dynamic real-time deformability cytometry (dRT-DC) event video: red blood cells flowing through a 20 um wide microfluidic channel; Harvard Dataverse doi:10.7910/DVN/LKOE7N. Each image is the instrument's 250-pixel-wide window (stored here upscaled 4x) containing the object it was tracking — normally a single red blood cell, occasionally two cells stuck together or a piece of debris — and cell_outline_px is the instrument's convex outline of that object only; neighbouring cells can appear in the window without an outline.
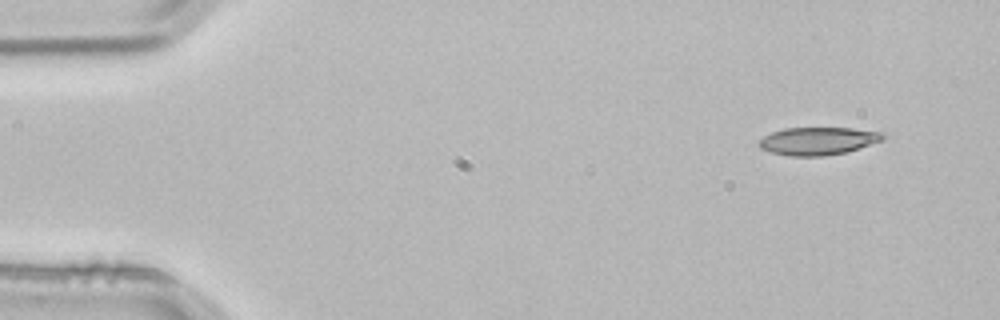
{"species": "common noctule bat (a hibernating species)", "species_latin": "Nyctalus noctula", "temperature_condition": "room temperature", "stored_images_in_passage": 3, "camera_frame_rate_fps": 3000, "um_per_image_px": 0.085, "animal": {"sex": "male", "body_mass_g": 21.5, "forearm_length_mm": 52.0}, "frame": {"image": 1, "passage_image": 1, "time_ms": 0.0, "image_size_px": [1000, 320], "cell_outline_px": [[884, 140], [848, 152], [824, 156], [788, 156], [772, 152], [760, 148], [756, 144], [764, 136], [772, 132], [784, 128], [852, 128], [884, 132]], "centroid_in_image_um": [69.55, 11.99], "position_along_channel_um": 15.5, "area_um2": 20.23}}
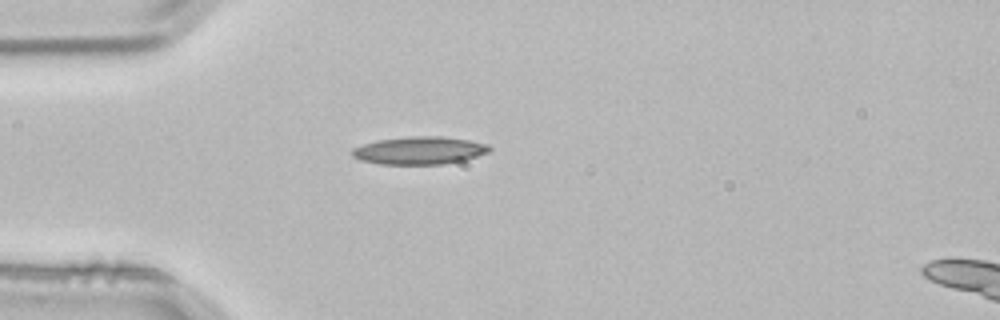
{"frame": {"image": 2, "passage_image": 3, "time_ms": 0.667, "image_size_px": [1000, 320], "cell_outline_px": [[492, 148], [488, 152], [464, 160], [444, 164], [380, 164], [360, 160], [352, 156], [352, 148], [364, 144], [380, 140], [412, 136], [440, 136], [468, 140], [488, 144]], "centroid_in_image_um": [35.66, 12.79], "position_along_channel_um": 49.3, "area_um2": 22.02}}